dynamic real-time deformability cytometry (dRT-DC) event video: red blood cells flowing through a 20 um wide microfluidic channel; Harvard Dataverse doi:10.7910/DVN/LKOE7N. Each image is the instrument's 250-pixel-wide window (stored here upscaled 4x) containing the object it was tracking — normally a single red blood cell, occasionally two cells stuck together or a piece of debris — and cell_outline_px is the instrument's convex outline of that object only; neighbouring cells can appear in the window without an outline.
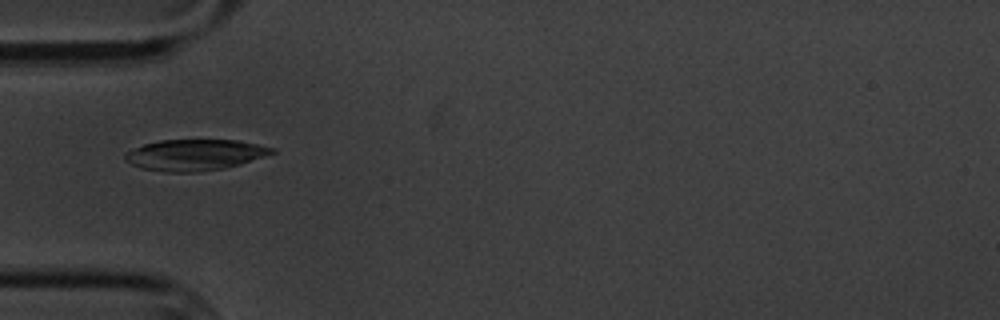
{"species": "common noctule bat (a hibernating species)", "species_latin": "Nyctalus noctula", "temperature_condition": "cold", "stored_images_in_passage": 11, "camera_frame_rate_fps": 3000, "um_per_image_px": 0.085, "animal": {"sex": "male", "body_mass_g": 20.1, "forearm_length_mm": 53.5}, "frame": {"image": 1, "passage_image": 1, "time_ms": 0.0, "image_size_px": [1000, 320], "cell_outline_px": [[276, 152], [240, 164], [224, 168], [196, 172], [168, 172], [140, 168], [124, 160], [124, 152], [132, 148], [144, 144], [160, 140], [236, 140], [276, 148]], "centroid_in_image_um": [16.52, 13.16], "position_along_channel_um": 68.5, "area_um2": 26.59}}
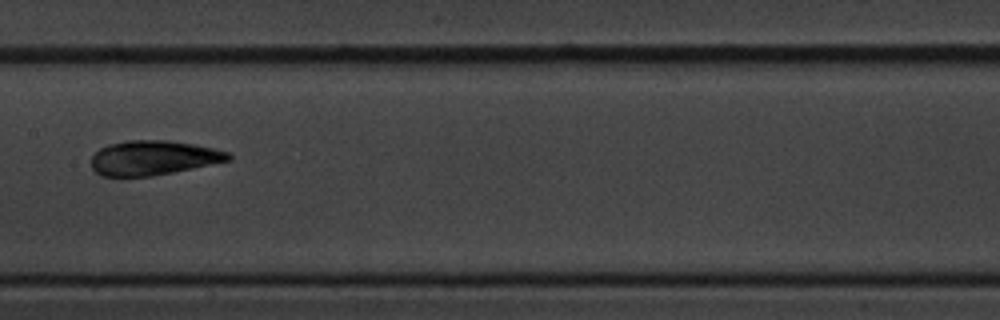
{"frame": {"image": 2, "passage_image": 4, "time_ms": 3.667, "image_size_px": [1000, 320], "cell_outline_px": [[232, 160], [152, 176], [100, 176], [92, 168], [92, 156], [100, 148], [108, 144], [128, 140], [168, 140], [192, 144], [212, 148], [228, 152], [232, 156]], "centroid_in_image_um": [13.02, 13.41], "position_along_channel_um": 194.4, "area_um2": 27.46}}
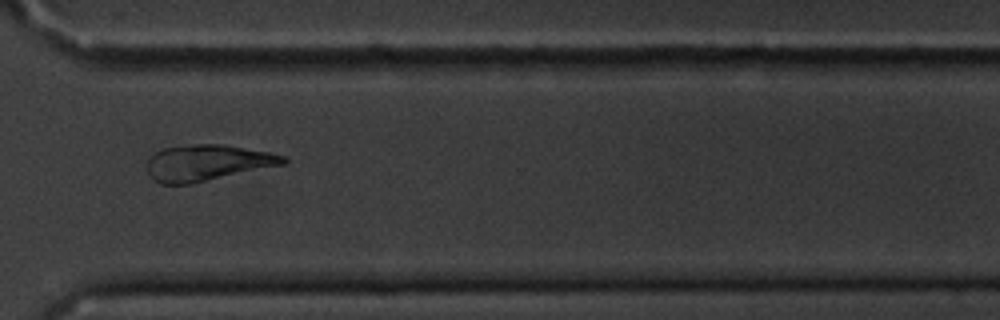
{"frame": {"image": 3, "passage_image": 8, "time_ms": 8.333, "image_size_px": [1000, 320], "cell_outline_px": [[288, 160], [284, 164], [188, 184], [160, 184], [148, 172], [148, 160], [156, 152], [164, 148], [192, 144], [224, 144], [268, 152], [284, 156]], "centroid_in_image_um": [17.62, 13.82], "position_along_channel_um": 353.0, "area_um2": 28.09}, "authors_computed_cell_mechanics": {"area_um2": 27.744, "velocity_mm_per_s": 3.4063, "shape_relaxation_time_tau1_ms": 1.4005, "shape_relaxation_time_tau2_ms": 3.8189, "deformation_change_tau1": 0.0515, "deformation_change_tau2": 0.0793}}